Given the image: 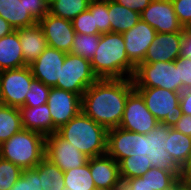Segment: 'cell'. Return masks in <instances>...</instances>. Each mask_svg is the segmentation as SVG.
<instances>
[{"mask_svg":"<svg viewBox=\"0 0 191 190\" xmlns=\"http://www.w3.org/2000/svg\"><path fill=\"white\" fill-rule=\"evenodd\" d=\"M133 79H98L81 97V111L107 129L119 127Z\"/></svg>","mask_w":191,"mask_h":190,"instance_id":"obj_1","label":"cell"},{"mask_svg":"<svg viewBox=\"0 0 191 190\" xmlns=\"http://www.w3.org/2000/svg\"><path fill=\"white\" fill-rule=\"evenodd\" d=\"M90 62L98 79H132L136 71V66L126 54L122 33L101 34Z\"/></svg>","mask_w":191,"mask_h":190,"instance_id":"obj_2","label":"cell"},{"mask_svg":"<svg viewBox=\"0 0 191 190\" xmlns=\"http://www.w3.org/2000/svg\"><path fill=\"white\" fill-rule=\"evenodd\" d=\"M57 133L88 158L107 154L108 129L82 111L62 125Z\"/></svg>","mask_w":191,"mask_h":190,"instance_id":"obj_3","label":"cell"},{"mask_svg":"<svg viewBox=\"0 0 191 190\" xmlns=\"http://www.w3.org/2000/svg\"><path fill=\"white\" fill-rule=\"evenodd\" d=\"M45 140L42 134L22 128L0 144V157L23 170L35 168L45 157Z\"/></svg>","mask_w":191,"mask_h":190,"instance_id":"obj_4","label":"cell"},{"mask_svg":"<svg viewBox=\"0 0 191 190\" xmlns=\"http://www.w3.org/2000/svg\"><path fill=\"white\" fill-rule=\"evenodd\" d=\"M143 97L147 109L163 125L173 128L182 116L180 92L159 87H134Z\"/></svg>","mask_w":191,"mask_h":190,"instance_id":"obj_5","label":"cell"},{"mask_svg":"<svg viewBox=\"0 0 191 190\" xmlns=\"http://www.w3.org/2000/svg\"><path fill=\"white\" fill-rule=\"evenodd\" d=\"M134 87H159L174 92H182L175 61L140 63L133 76Z\"/></svg>","mask_w":191,"mask_h":190,"instance_id":"obj_6","label":"cell"},{"mask_svg":"<svg viewBox=\"0 0 191 190\" xmlns=\"http://www.w3.org/2000/svg\"><path fill=\"white\" fill-rule=\"evenodd\" d=\"M97 80L89 60L72 53H66L60 79L54 87L74 92L82 97L86 89Z\"/></svg>","mask_w":191,"mask_h":190,"instance_id":"obj_7","label":"cell"},{"mask_svg":"<svg viewBox=\"0 0 191 190\" xmlns=\"http://www.w3.org/2000/svg\"><path fill=\"white\" fill-rule=\"evenodd\" d=\"M34 79L29 65L0 72L2 104L15 108L23 107L25 97Z\"/></svg>","mask_w":191,"mask_h":190,"instance_id":"obj_8","label":"cell"},{"mask_svg":"<svg viewBox=\"0 0 191 190\" xmlns=\"http://www.w3.org/2000/svg\"><path fill=\"white\" fill-rule=\"evenodd\" d=\"M160 122L147 109L141 94L134 89L126 100L125 109L119 127L130 132L148 134Z\"/></svg>","mask_w":191,"mask_h":190,"instance_id":"obj_9","label":"cell"},{"mask_svg":"<svg viewBox=\"0 0 191 190\" xmlns=\"http://www.w3.org/2000/svg\"><path fill=\"white\" fill-rule=\"evenodd\" d=\"M169 127L159 123L151 133L146 135V157L151 160L152 167L173 173L180 180L182 167L165 149Z\"/></svg>","mask_w":191,"mask_h":190,"instance_id":"obj_10","label":"cell"},{"mask_svg":"<svg viewBox=\"0 0 191 190\" xmlns=\"http://www.w3.org/2000/svg\"><path fill=\"white\" fill-rule=\"evenodd\" d=\"M45 158L57 165L63 172L81 167L89 159L57 132L46 137Z\"/></svg>","mask_w":191,"mask_h":190,"instance_id":"obj_11","label":"cell"},{"mask_svg":"<svg viewBox=\"0 0 191 190\" xmlns=\"http://www.w3.org/2000/svg\"><path fill=\"white\" fill-rule=\"evenodd\" d=\"M107 154L117 163L133 155H146V135L120 127L108 129Z\"/></svg>","mask_w":191,"mask_h":190,"instance_id":"obj_12","label":"cell"},{"mask_svg":"<svg viewBox=\"0 0 191 190\" xmlns=\"http://www.w3.org/2000/svg\"><path fill=\"white\" fill-rule=\"evenodd\" d=\"M47 105L53 121V133L81 112V97L71 91L51 87Z\"/></svg>","mask_w":191,"mask_h":190,"instance_id":"obj_13","label":"cell"},{"mask_svg":"<svg viewBox=\"0 0 191 190\" xmlns=\"http://www.w3.org/2000/svg\"><path fill=\"white\" fill-rule=\"evenodd\" d=\"M141 20L148 23L157 33L183 32L175 14L172 0H151L140 13Z\"/></svg>","mask_w":191,"mask_h":190,"instance_id":"obj_14","label":"cell"},{"mask_svg":"<svg viewBox=\"0 0 191 190\" xmlns=\"http://www.w3.org/2000/svg\"><path fill=\"white\" fill-rule=\"evenodd\" d=\"M49 47L70 53L75 30L71 20L63 19L51 13H47L38 21Z\"/></svg>","mask_w":191,"mask_h":190,"instance_id":"obj_15","label":"cell"},{"mask_svg":"<svg viewBox=\"0 0 191 190\" xmlns=\"http://www.w3.org/2000/svg\"><path fill=\"white\" fill-rule=\"evenodd\" d=\"M156 34V30L141 19L130 30L122 33L126 54L136 67L144 61L147 50Z\"/></svg>","mask_w":191,"mask_h":190,"instance_id":"obj_16","label":"cell"},{"mask_svg":"<svg viewBox=\"0 0 191 190\" xmlns=\"http://www.w3.org/2000/svg\"><path fill=\"white\" fill-rule=\"evenodd\" d=\"M65 57L66 52L48 46L44 52L29 65L34 79L41 81L46 86L54 87L58 79H60V72Z\"/></svg>","mask_w":191,"mask_h":190,"instance_id":"obj_17","label":"cell"},{"mask_svg":"<svg viewBox=\"0 0 191 190\" xmlns=\"http://www.w3.org/2000/svg\"><path fill=\"white\" fill-rule=\"evenodd\" d=\"M90 173L97 190L122 188L119 164L108 154L89 158Z\"/></svg>","mask_w":191,"mask_h":190,"instance_id":"obj_18","label":"cell"},{"mask_svg":"<svg viewBox=\"0 0 191 190\" xmlns=\"http://www.w3.org/2000/svg\"><path fill=\"white\" fill-rule=\"evenodd\" d=\"M182 41L183 32L157 33L141 63L175 61L180 56Z\"/></svg>","mask_w":191,"mask_h":190,"instance_id":"obj_19","label":"cell"},{"mask_svg":"<svg viewBox=\"0 0 191 190\" xmlns=\"http://www.w3.org/2000/svg\"><path fill=\"white\" fill-rule=\"evenodd\" d=\"M17 30L24 62L30 65L48 47L46 37L38 23Z\"/></svg>","mask_w":191,"mask_h":190,"instance_id":"obj_20","label":"cell"},{"mask_svg":"<svg viewBox=\"0 0 191 190\" xmlns=\"http://www.w3.org/2000/svg\"><path fill=\"white\" fill-rule=\"evenodd\" d=\"M19 111L24 129L40 133L45 137L53 134V121L47 104L37 107L23 106Z\"/></svg>","mask_w":191,"mask_h":190,"instance_id":"obj_21","label":"cell"},{"mask_svg":"<svg viewBox=\"0 0 191 190\" xmlns=\"http://www.w3.org/2000/svg\"><path fill=\"white\" fill-rule=\"evenodd\" d=\"M27 66L19 41L18 30L0 38V72Z\"/></svg>","mask_w":191,"mask_h":190,"instance_id":"obj_22","label":"cell"},{"mask_svg":"<svg viewBox=\"0 0 191 190\" xmlns=\"http://www.w3.org/2000/svg\"><path fill=\"white\" fill-rule=\"evenodd\" d=\"M0 16L9 22L14 30L38 23L26 10L24 0H0Z\"/></svg>","mask_w":191,"mask_h":190,"instance_id":"obj_23","label":"cell"},{"mask_svg":"<svg viewBox=\"0 0 191 190\" xmlns=\"http://www.w3.org/2000/svg\"><path fill=\"white\" fill-rule=\"evenodd\" d=\"M110 32L123 33L130 30L141 19L140 13L111 0L108 1Z\"/></svg>","mask_w":191,"mask_h":190,"instance_id":"obj_24","label":"cell"},{"mask_svg":"<svg viewBox=\"0 0 191 190\" xmlns=\"http://www.w3.org/2000/svg\"><path fill=\"white\" fill-rule=\"evenodd\" d=\"M165 149L174 157L175 161L183 167L191 154V136L169 127Z\"/></svg>","mask_w":191,"mask_h":190,"instance_id":"obj_25","label":"cell"},{"mask_svg":"<svg viewBox=\"0 0 191 190\" xmlns=\"http://www.w3.org/2000/svg\"><path fill=\"white\" fill-rule=\"evenodd\" d=\"M35 168L39 171L42 190H63L65 183L63 171L47 158H43Z\"/></svg>","mask_w":191,"mask_h":190,"instance_id":"obj_26","label":"cell"},{"mask_svg":"<svg viewBox=\"0 0 191 190\" xmlns=\"http://www.w3.org/2000/svg\"><path fill=\"white\" fill-rule=\"evenodd\" d=\"M65 190H97L92 179L89 163L63 172Z\"/></svg>","mask_w":191,"mask_h":190,"instance_id":"obj_27","label":"cell"},{"mask_svg":"<svg viewBox=\"0 0 191 190\" xmlns=\"http://www.w3.org/2000/svg\"><path fill=\"white\" fill-rule=\"evenodd\" d=\"M19 108L0 105V144L22 129Z\"/></svg>","mask_w":191,"mask_h":190,"instance_id":"obj_28","label":"cell"},{"mask_svg":"<svg viewBox=\"0 0 191 190\" xmlns=\"http://www.w3.org/2000/svg\"><path fill=\"white\" fill-rule=\"evenodd\" d=\"M121 181L143 176L152 168L151 160L146 155H133L123 158L119 163Z\"/></svg>","mask_w":191,"mask_h":190,"instance_id":"obj_29","label":"cell"},{"mask_svg":"<svg viewBox=\"0 0 191 190\" xmlns=\"http://www.w3.org/2000/svg\"><path fill=\"white\" fill-rule=\"evenodd\" d=\"M91 0H58L49 7V13L63 19L73 20L88 9Z\"/></svg>","mask_w":191,"mask_h":190,"instance_id":"obj_30","label":"cell"},{"mask_svg":"<svg viewBox=\"0 0 191 190\" xmlns=\"http://www.w3.org/2000/svg\"><path fill=\"white\" fill-rule=\"evenodd\" d=\"M101 34L75 33L70 53L91 60L100 42Z\"/></svg>","mask_w":191,"mask_h":190,"instance_id":"obj_31","label":"cell"},{"mask_svg":"<svg viewBox=\"0 0 191 190\" xmlns=\"http://www.w3.org/2000/svg\"><path fill=\"white\" fill-rule=\"evenodd\" d=\"M145 175L154 190H175L180 183V180L173 173L156 167L150 168Z\"/></svg>","mask_w":191,"mask_h":190,"instance_id":"obj_32","label":"cell"},{"mask_svg":"<svg viewBox=\"0 0 191 190\" xmlns=\"http://www.w3.org/2000/svg\"><path fill=\"white\" fill-rule=\"evenodd\" d=\"M22 173V168L0 157V190H10Z\"/></svg>","mask_w":191,"mask_h":190,"instance_id":"obj_33","label":"cell"},{"mask_svg":"<svg viewBox=\"0 0 191 190\" xmlns=\"http://www.w3.org/2000/svg\"><path fill=\"white\" fill-rule=\"evenodd\" d=\"M88 10L94 15V21L95 25H97L98 32L100 34L110 32L108 1L91 0Z\"/></svg>","mask_w":191,"mask_h":190,"instance_id":"obj_34","label":"cell"},{"mask_svg":"<svg viewBox=\"0 0 191 190\" xmlns=\"http://www.w3.org/2000/svg\"><path fill=\"white\" fill-rule=\"evenodd\" d=\"M50 88L41 81L33 79L30 84V91L26 94L24 106L37 107L47 104Z\"/></svg>","mask_w":191,"mask_h":190,"instance_id":"obj_35","label":"cell"},{"mask_svg":"<svg viewBox=\"0 0 191 190\" xmlns=\"http://www.w3.org/2000/svg\"><path fill=\"white\" fill-rule=\"evenodd\" d=\"M10 190H42L39 171L36 168L24 169L21 177Z\"/></svg>","mask_w":191,"mask_h":190,"instance_id":"obj_36","label":"cell"},{"mask_svg":"<svg viewBox=\"0 0 191 190\" xmlns=\"http://www.w3.org/2000/svg\"><path fill=\"white\" fill-rule=\"evenodd\" d=\"M71 22L75 33L100 34L97 25H95L94 15L88 9L76 16Z\"/></svg>","mask_w":191,"mask_h":190,"instance_id":"obj_37","label":"cell"},{"mask_svg":"<svg viewBox=\"0 0 191 190\" xmlns=\"http://www.w3.org/2000/svg\"><path fill=\"white\" fill-rule=\"evenodd\" d=\"M172 4L183 28L191 27V0H172Z\"/></svg>","mask_w":191,"mask_h":190,"instance_id":"obj_38","label":"cell"},{"mask_svg":"<svg viewBox=\"0 0 191 190\" xmlns=\"http://www.w3.org/2000/svg\"><path fill=\"white\" fill-rule=\"evenodd\" d=\"M179 80H182L183 91L191 88V58L179 56L176 59Z\"/></svg>","mask_w":191,"mask_h":190,"instance_id":"obj_39","label":"cell"},{"mask_svg":"<svg viewBox=\"0 0 191 190\" xmlns=\"http://www.w3.org/2000/svg\"><path fill=\"white\" fill-rule=\"evenodd\" d=\"M26 10L39 21L49 12V5L46 0H24Z\"/></svg>","mask_w":191,"mask_h":190,"instance_id":"obj_40","label":"cell"},{"mask_svg":"<svg viewBox=\"0 0 191 190\" xmlns=\"http://www.w3.org/2000/svg\"><path fill=\"white\" fill-rule=\"evenodd\" d=\"M122 188L124 190H154L146 179L144 174L141 177H135L131 179H126L122 182Z\"/></svg>","mask_w":191,"mask_h":190,"instance_id":"obj_41","label":"cell"},{"mask_svg":"<svg viewBox=\"0 0 191 190\" xmlns=\"http://www.w3.org/2000/svg\"><path fill=\"white\" fill-rule=\"evenodd\" d=\"M124 7L141 13L151 2V0H113Z\"/></svg>","mask_w":191,"mask_h":190,"instance_id":"obj_42","label":"cell"},{"mask_svg":"<svg viewBox=\"0 0 191 190\" xmlns=\"http://www.w3.org/2000/svg\"><path fill=\"white\" fill-rule=\"evenodd\" d=\"M180 56L191 58V27L183 28V41Z\"/></svg>","mask_w":191,"mask_h":190,"instance_id":"obj_43","label":"cell"},{"mask_svg":"<svg viewBox=\"0 0 191 190\" xmlns=\"http://www.w3.org/2000/svg\"><path fill=\"white\" fill-rule=\"evenodd\" d=\"M173 128L184 135L191 136V115L182 114Z\"/></svg>","mask_w":191,"mask_h":190,"instance_id":"obj_44","label":"cell"},{"mask_svg":"<svg viewBox=\"0 0 191 190\" xmlns=\"http://www.w3.org/2000/svg\"><path fill=\"white\" fill-rule=\"evenodd\" d=\"M179 105L182 110V114L191 115V88L185 89L180 94Z\"/></svg>","mask_w":191,"mask_h":190,"instance_id":"obj_45","label":"cell"},{"mask_svg":"<svg viewBox=\"0 0 191 190\" xmlns=\"http://www.w3.org/2000/svg\"><path fill=\"white\" fill-rule=\"evenodd\" d=\"M180 183L191 186V154L187 163L182 167L180 173Z\"/></svg>","mask_w":191,"mask_h":190,"instance_id":"obj_46","label":"cell"},{"mask_svg":"<svg viewBox=\"0 0 191 190\" xmlns=\"http://www.w3.org/2000/svg\"><path fill=\"white\" fill-rule=\"evenodd\" d=\"M14 31V28L0 16V38Z\"/></svg>","mask_w":191,"mask_h":190,"instance_id":"obj_47","label":"cell"},{"mask_svg":"<svg viewBox=\"0 0 191 190\" xmlns=\"http://www.w3.org/2000/svg\"><path fill=\"white\" fill-rule=\"evenodd\" d=\"M175 190H191V186L179 183Z\"/></svg>","mask_w":191,"mask_h":190,"instance_id":"obj_48","label":"cell"},{"mask_svg":"<svg viewBox=\"0 0 191 190\" xmlns=\"http://www.w3.org/2000/svg\"><path fill=\"white\" fill-rule=\"evenodd\" d=\"M46 1H47V4L50 7L53 3L57 2L58 0H46Z\"/></svg>","mask_w":191,"mask_h":190,"instance_id":"obj_49","label":"cell"},{"mask_svg":"<svg viewBox=\"0 0 191 190\" xmlns=\"http://www.w3.org/2000/svg\"><path fill=\"white\" fill-rule=\"evenodd\" d=\"M2 104L1 81H0V105Z\"/></svg>","mask_w":191,"mask_h":190,"instance_id":"obj_50","label":"cell"}]
</instances>
